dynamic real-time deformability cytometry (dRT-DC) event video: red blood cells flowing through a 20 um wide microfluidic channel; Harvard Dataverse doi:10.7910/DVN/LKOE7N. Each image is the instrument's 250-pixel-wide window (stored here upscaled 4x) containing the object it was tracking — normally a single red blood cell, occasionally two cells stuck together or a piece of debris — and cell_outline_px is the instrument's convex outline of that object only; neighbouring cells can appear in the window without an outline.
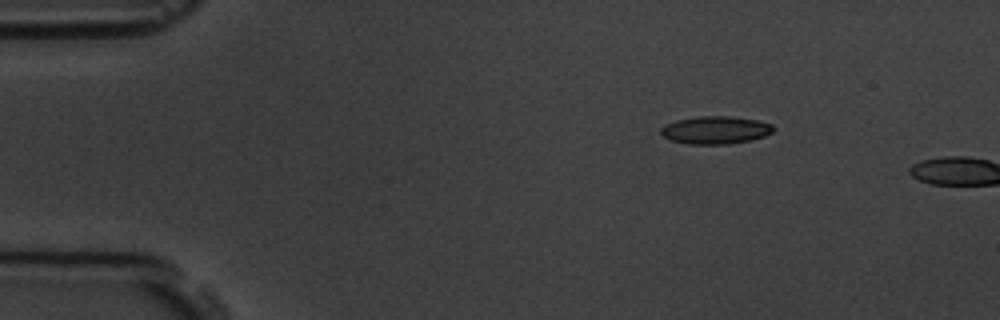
{"species": "common noctule bat (a hibernating species)", "species_latin": "Nyctalus noctula", "temperature_condition": "room temperature", "stored_images_in_passage": 2, "camera_frame_rate_fps": 3000, "um_per_image_px": 0.085, "animal": {"sex": "male", "body_mass_g": 19.5, "forearm_length_mm": 54.6}, "frame": {"image": 1, "passage_image": 1, "time_ms": 0.0, "image_size_px": [1000, 320], "cell_outline_px": [[776, 128], [772, 132], [764, 136], [752, 140], [728, 144], [688, 144], [672, 140], [664, 136], [660, 132], [660, 128], [664, 124], [676, 120], [696, 116], [728, 116], [756, 120], [772, 124]], "centroid_in_image_um": [60.81, 11.05], "position_along_channel_um": 24.2, "area_um2": 18.26}}